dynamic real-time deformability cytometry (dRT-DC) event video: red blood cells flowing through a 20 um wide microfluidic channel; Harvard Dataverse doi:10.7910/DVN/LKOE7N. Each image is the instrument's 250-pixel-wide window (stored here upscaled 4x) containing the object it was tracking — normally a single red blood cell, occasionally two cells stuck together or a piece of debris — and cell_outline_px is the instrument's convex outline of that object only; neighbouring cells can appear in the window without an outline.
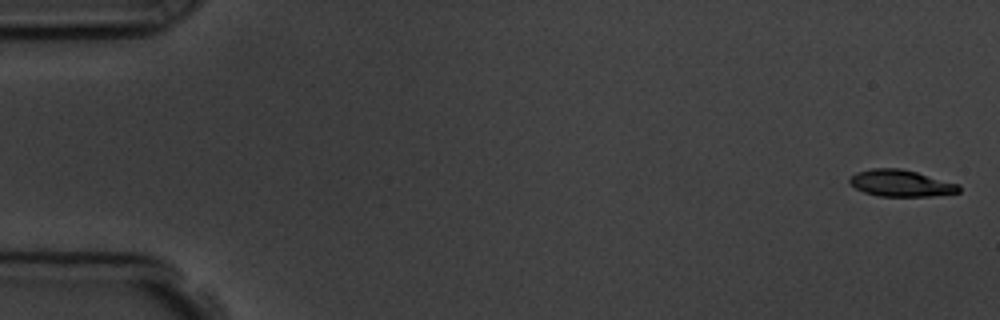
{"species": "common noctule bat (a hibernating species)", "species_latin": "Nyctalus noctula", "temperature_condition": "room temperature", "stored_images_in_passage": 5, "camera_frame_rate_fps": 3000, "um_per_image_px": 0.085, "animal": {"sex": "male", "body_mass_g": 19.5, "forearm_length_mm": 54.6}, "frame": {"image": 1, "passage_image": 1, "time_ms": 0.0, "image_size_px": [1000, 320], "cell_outline_px": [[960, 192], [932, 196], [880, 196], [864, 192], [856, 188], [848, 180], [856, 172], [872, 168], [900, 168], [916, 172], [960, 184]], "centroid_in_image_um": [76.6, 15.57], "position_along_channel_um": 8.4, "area_um2": 16.88}}
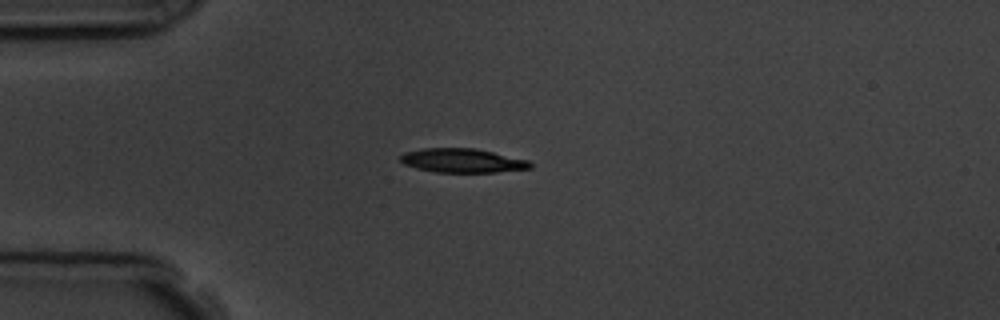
{"frame": {"image": 2, "passage_image": 4, "time_ms": 4.333, "image_size_px": [1000, 320], "cell_outline_px": [[532, 168], [496, 172], [436, 172], [416, 168], [404, 164], [400, 160], [400, 156], [404, 152], [424, 148], [476, 148], [528, 160], [532, 164]], "centroid_in_image_um": [39.3, 13.64], "position_along_channel_um": 45.7, "area_um2": 18.15}}